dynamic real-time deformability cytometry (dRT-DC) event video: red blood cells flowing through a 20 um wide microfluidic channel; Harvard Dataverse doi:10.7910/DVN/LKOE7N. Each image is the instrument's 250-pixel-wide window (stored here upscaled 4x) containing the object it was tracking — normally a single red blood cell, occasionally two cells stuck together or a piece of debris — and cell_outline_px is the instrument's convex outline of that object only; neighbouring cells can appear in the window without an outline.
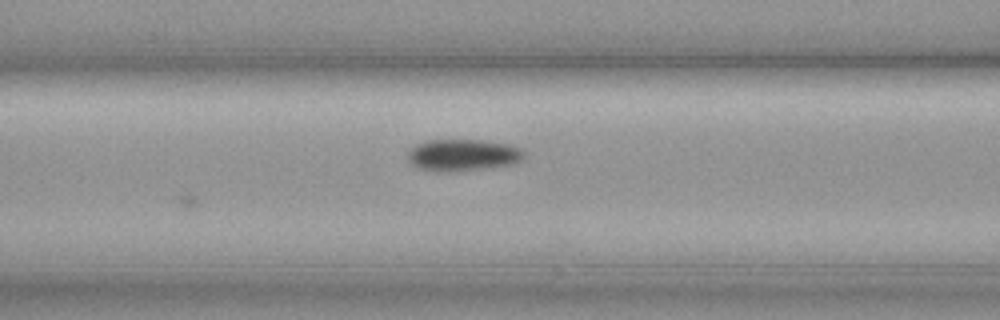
{"species": "common noctule bat (a hibernating species)", "species_latin": "Nyctalus noctula", "temperature_condition": "cold", "stored_images_in_passage": 11, "camera_frame_rate_fps": 3000, "um_per_image_px": 0.085, "animal": {"sex": "female", "body_mass_g": 19.3, "forearm_length_mm": 54.1}, "frame": {"image": 1, "passage_image": 11, "time_ms": 3.333, "image_size_px": [1000, 320], "cell_outline_px": [[524, 160], [512, 164], [484, 168], [416, 168], [408, 160], [408, 148], [416, 144], [428, 140], [480, 140], [512, 144], [520, 148], [524, 152]], "centroid_in_image_um": [39.39, 13.11], "position_along_channel_um": 127.2, "area_um2": 20.69}}